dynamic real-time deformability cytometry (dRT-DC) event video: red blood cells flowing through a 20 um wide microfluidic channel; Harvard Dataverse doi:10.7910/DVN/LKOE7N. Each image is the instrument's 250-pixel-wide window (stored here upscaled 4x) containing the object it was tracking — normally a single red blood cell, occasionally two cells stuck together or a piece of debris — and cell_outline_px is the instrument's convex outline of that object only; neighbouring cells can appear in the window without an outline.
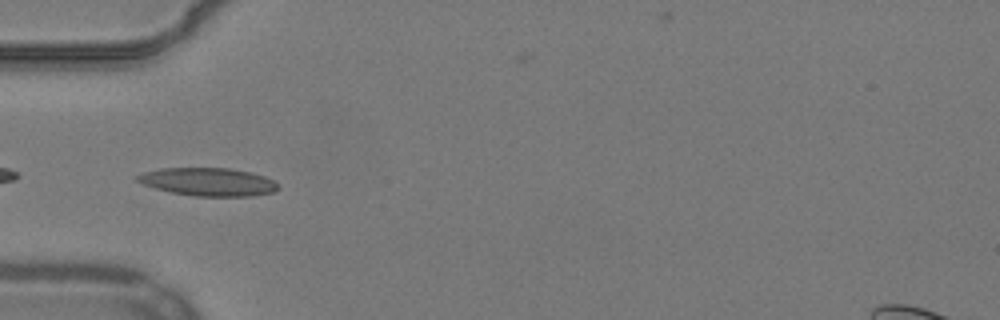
{"species": "common noctule bat (a hibernating species)", "species_latin": "Nyctalus noctula", "temperature_condition": "warm", "stored_images_in_passage": 52, "camera_frame_rate_fps": 3000, "um_per_image_px": 0.085, "animal": {"sex": "male", "body_mass_g": 19.2, "forearm_length_mm": 51.8}, "frame": {"image": 1, "passage_image": 17, "time_ms": 5.333, "image_size_px": [1000, 320], "cell_outline_px": [[280, 188], [276, 192], [252, 196], [192, 196], [172, 192], [156, 188], [144, 184], [136, 180], [136, 176], [144, 172], [160, 168], [228, 168], [252, 172], [264, 176], [280, 184]], "centroid_in_image_um": [17.76, 15.46], "position_along_channel_um": 67.2, "area_um2": 23.12}}
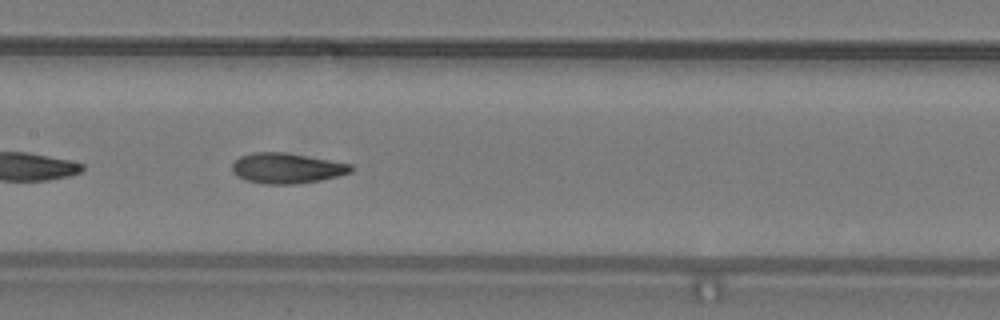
{"frame": {"image": 2, "passage_image": 26, "time_ms": 8.333, "image_size_px": [1000, 320], "cell_outline_px": [[352, 172], [340, 176], [320, 180], [292, 184], [264, 184], [244, 180], [236, 176], [232, 172], [232, 164], [240, 156], [252, 152], [284, 152], [352, 164]], "centroid_in_image_um": [24.35, 14.3], "position_along_channel_um": 183.1, "area_um2": 21.1}}
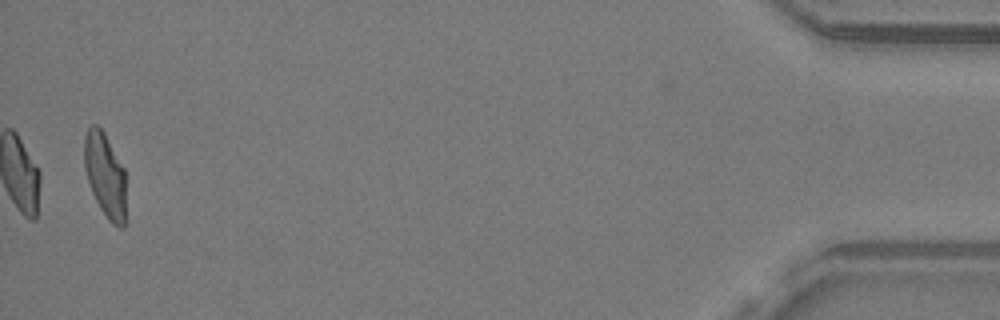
{"frame": {"image": 3, "passage_image": 52, "time_ms": 17.0, "image_size_px": [1000, 320], "cell_outline_px": [[124, 228], [120, 228], [112, 224], [108, 220], [100, 208], [92, 192], [84, 168], [84, 136], [88, 128], [92, 124], [96, 124], [104, 132], [124, 168]], "centroid_in_image_um": [8.91, 14.86], "position_along_channel_um": 426.3, "area_um2": 20.29}, "authors_computed_cell_mechanics": {"area_um2": 20.9814, "velocity_mm_per_s": 3.8362, "shape_relaxation_time_tau1_ms": 7.4563, "shape_relaxation_time_tau2_ms": 1.7609, "deformation_change_tau1": 0.2159, "deformation_change_tau2": 0.0772}}